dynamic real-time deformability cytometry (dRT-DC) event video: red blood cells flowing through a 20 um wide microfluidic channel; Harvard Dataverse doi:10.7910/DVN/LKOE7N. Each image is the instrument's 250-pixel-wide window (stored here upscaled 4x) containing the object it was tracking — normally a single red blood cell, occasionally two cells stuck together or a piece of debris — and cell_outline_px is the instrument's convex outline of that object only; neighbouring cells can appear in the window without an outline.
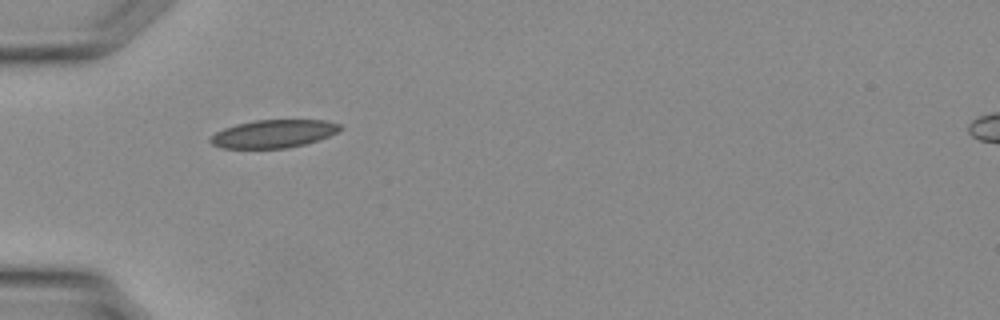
{"species": "Egyptian fruit bat (a non-hibernating species)", "species_latin": "Rousettus aegyptiacus", "temperature_condition": "warm", "stored_images_in_passage": 25, "camera_frame_rate_fps": 3000, "um_per_image_px": 0.085, "animal": {"sex": "female"}, "frame": {"image": 1, "passage_image": 1, "time_ms": 0.0, "image_size_px": [1000, 320], "cell_outline_px": [[344, 128], [328, 136], [304, 144], [288, 148], [220, 148], [212, 144], [208, 140], [216, 132], [224, 128], [236, 124], [256, 120], [328, 120], [340, 124]], "centroid_in_image_um": [23.25, 11.36], "position_along_channel_um": 61.8, "area_um2": 21.1}}
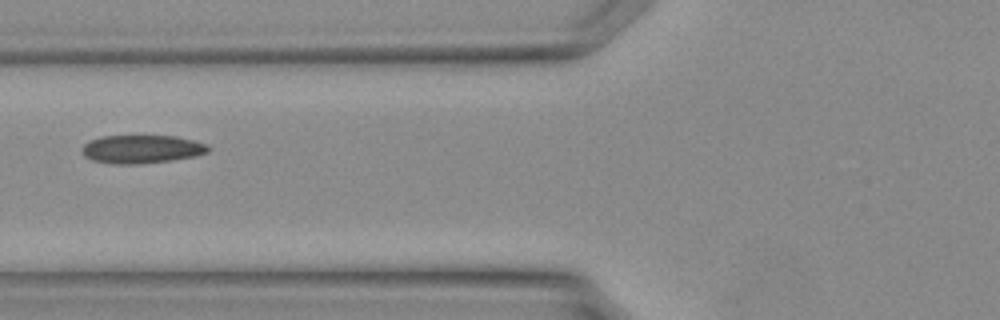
{"frame": {"image": 2, "passage_image": 4, "time_ms": 1.0, "image_size_px": [1000, 320], "cell_outline_px": [[208, 152], [196, 156], [168, 160], [136, 164], [112, 164], [92, 160], [84, 156], [84, 144], [88, 140], [100, 136], [176, 136], [208, 144]], "centroid_in_image_um": [12.03, 12.67], "position_along_channel_um": 113.8, "area_um2": 20.63}}